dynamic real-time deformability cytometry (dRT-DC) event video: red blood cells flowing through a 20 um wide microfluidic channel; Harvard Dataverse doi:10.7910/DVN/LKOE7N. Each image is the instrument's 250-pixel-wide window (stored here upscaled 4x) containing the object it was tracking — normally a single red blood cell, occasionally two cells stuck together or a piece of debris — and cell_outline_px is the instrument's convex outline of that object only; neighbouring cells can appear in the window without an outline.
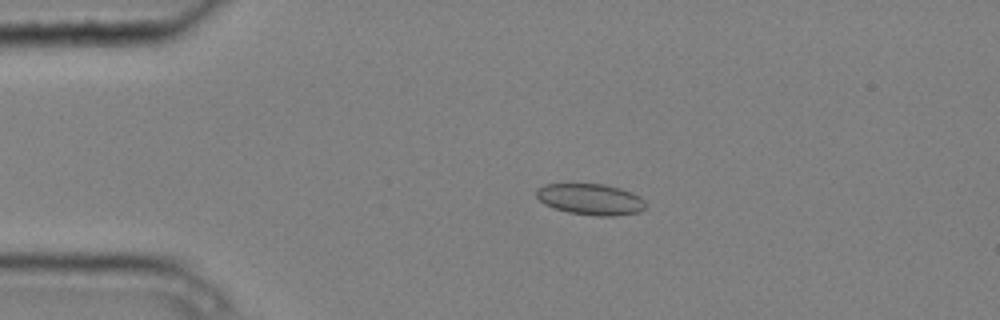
{"species": "common noctule bat (a hibernating species)", "species_latin": "Nyctalus noctula", "temperature_condition": "cold", "stored_images_in_passage": 3, "camera_frame_rate_fps": 3000, "um_per_image_px": 0.085, "animal": {"sex": "male", "body_mass_g": 20.4}, "frame": {"image": 1, "passage_image": 2, "time_ms": 0.333, "image_size_px": [1000, 320], "cell_outline_px": [[644, 208], [640, 212], [616, 216], [596, 216], [568, 212], [544, 204], [536, 196], [536, 188], [544, 184], [604, 184], [620, 188], [632, 192], [640, 196], [644, 200]], "centroid_in_image_um": [50.2, 16.94], "position_along_channel_um": 34.8, "area_um2": 19.88}}